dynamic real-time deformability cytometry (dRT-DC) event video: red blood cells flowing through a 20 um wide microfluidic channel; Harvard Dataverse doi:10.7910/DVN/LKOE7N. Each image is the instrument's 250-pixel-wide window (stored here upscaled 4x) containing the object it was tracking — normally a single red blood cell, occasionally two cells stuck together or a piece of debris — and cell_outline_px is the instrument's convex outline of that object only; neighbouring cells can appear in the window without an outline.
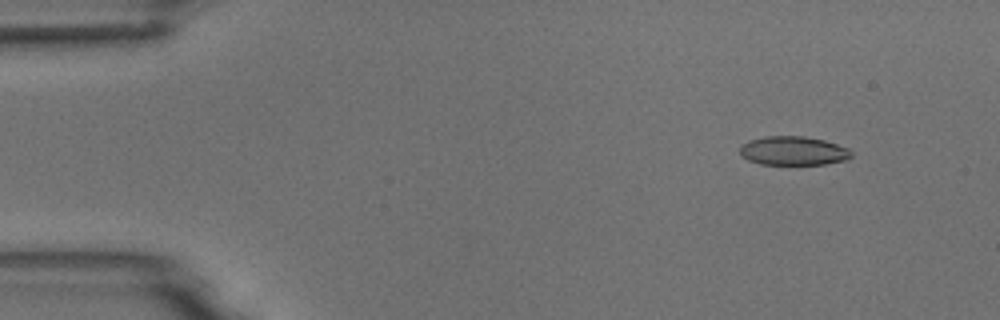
{"species": "common noctule bat (a hibernating species)", "species_latin": "Nyctalus noctula", "temperature_condition": "room temperature", "stored_images_in_passage": 4, "camera_frame_rate_fps": 3000, "um_per_image_px": 0.085, "animal": {"sex": "male", "body_mass_g": 18.8}, "frame": {"image": 1, "passage_image": 2, "time_ms": 1.333, "image_size_px": [1000, 320], "cell_outline_px": [[852, 156], [848, 160], [824, 164], [760, 164], [748, 160], [740, 156], [740, 148], [748, 140], [764, 136], [804, 136], [824, 140], [848, 148], [852, 152]], "centroid_in_image_um": [67.43, 12.82], "position_along_channel_um": 17.6, "area_um2": 18.84}}